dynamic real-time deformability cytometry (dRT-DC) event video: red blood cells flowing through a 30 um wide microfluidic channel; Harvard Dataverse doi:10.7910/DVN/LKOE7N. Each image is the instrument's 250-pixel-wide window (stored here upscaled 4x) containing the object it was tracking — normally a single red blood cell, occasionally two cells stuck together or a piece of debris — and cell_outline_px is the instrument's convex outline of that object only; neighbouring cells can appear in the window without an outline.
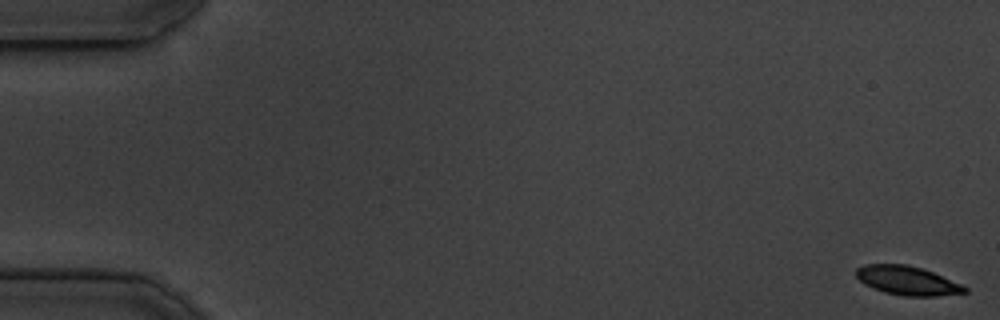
{"species": "common noctule bat (a hibernating species)", "species_latin": "Nyctalus noctula", "temperature_condition": "cold", "stored_images_in_passage": 13, "camera_frame_rate_fps": 3000, "um_per_image_px": 0.085, "animal": {"sex": "male", "body_mass_g": 19.5, "forearm_length_mm": 54.6}, "frame": {"image": 1, "passage_image": 1, "time_ms": 0.0, "image_size_px": [1000, 320], "cell_outline_px": [[968, 292], [936, 296], [904, 296], [884, 292], [872, 288], [864, 284], [856, 276], [856, 268], [864, 264], [904, 264], [920, 268], [932, 272], [960, 284], [968, 288]], "centroid_in_image_um": [77.08, 23.85], "position_along_channel_um": 7.9, "area_um2": 18.15}}